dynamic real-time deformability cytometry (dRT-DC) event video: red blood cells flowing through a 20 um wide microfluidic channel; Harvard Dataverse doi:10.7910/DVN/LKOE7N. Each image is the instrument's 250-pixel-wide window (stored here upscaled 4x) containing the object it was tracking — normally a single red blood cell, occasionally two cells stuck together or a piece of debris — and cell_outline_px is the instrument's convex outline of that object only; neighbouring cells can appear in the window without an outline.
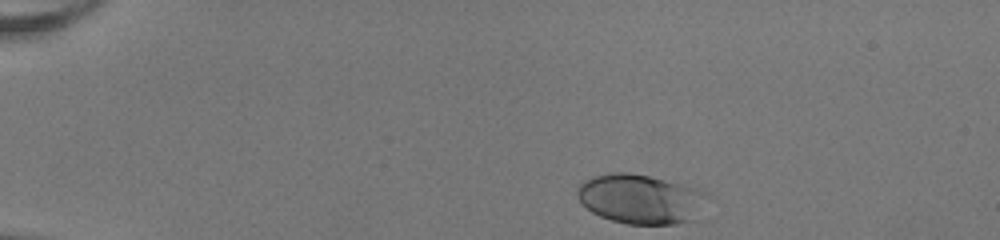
{"species": "human", "species_latin": "Homo sapiens", "temperature_condition": "room temperature", "stored_images_in_passage": 36, "camera_frame_rate_fps": 3000, "um_per_image_px": 0.085, "donor": {"sex": "female"}, "frame": {"image": 1, "passage_image": 1, "time_ms": 0.0, "image_size_px": [1000, 240], "cell_outline_px": [[708, 196], [696, 220], [676, 224], [628, 224], [612, 220], [600, 216], [592, 212], [576, 196], [576, 188], [584, 180], [592, 176], [612, 172], [632, 172], [688, 184], [708, 192]], "centroid_in_image_um": [54.49, 16.89], "position_along_channel_um": 30.5, "area_um2": 38.21}}
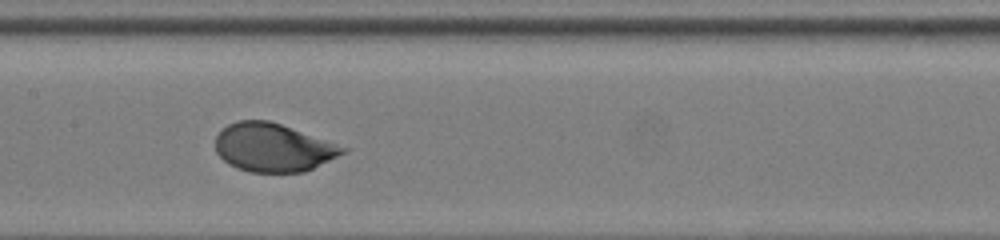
{"frame": {"image": 2, "passage_image": 19, "time_ms": 6.0, "image_size_px": [1000, 240], "cell_outline_px": [[352, 148], [348, 152], [304, 172], [248, 172], [236, 168], [228, 164], [216, 152], [216, 136], [228, 124], [236, 120], [268, 120]], "centroid_in_image_um": [23.25, 12.54], "position_along_channel_um": 184.1, "area_um2": 36.07}}
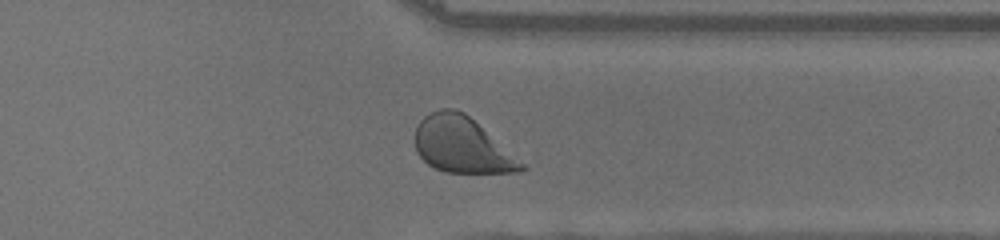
{"frame": {"image": 3, "passage_image": 33, "time_ms": 10.667, "image_size_px": [1000, 240], "cell_outline_px": [[528, 168], [520, 172], [444, 172], [428, 164], [416, 152], [416, 128], [420, 120], [424, 116], [440, 108], [456, 108], [464, 112], [528, 164]], "centroid_in_image_um": [39.32, 12.32], "position_along_channel_um": 372.1, "area_um2": 34.8}, "authors_computed_cell_mechanics": {"area_um2": 36.414, "velocity_mm_per_s": 4.0227, "shape_relaxation_time_tau1_ms": 2.2551, "shape_relaxation_time_tau2_ms": null, "deformation_change_tau1": 0.1445, "deformation_change_tau2": null}}